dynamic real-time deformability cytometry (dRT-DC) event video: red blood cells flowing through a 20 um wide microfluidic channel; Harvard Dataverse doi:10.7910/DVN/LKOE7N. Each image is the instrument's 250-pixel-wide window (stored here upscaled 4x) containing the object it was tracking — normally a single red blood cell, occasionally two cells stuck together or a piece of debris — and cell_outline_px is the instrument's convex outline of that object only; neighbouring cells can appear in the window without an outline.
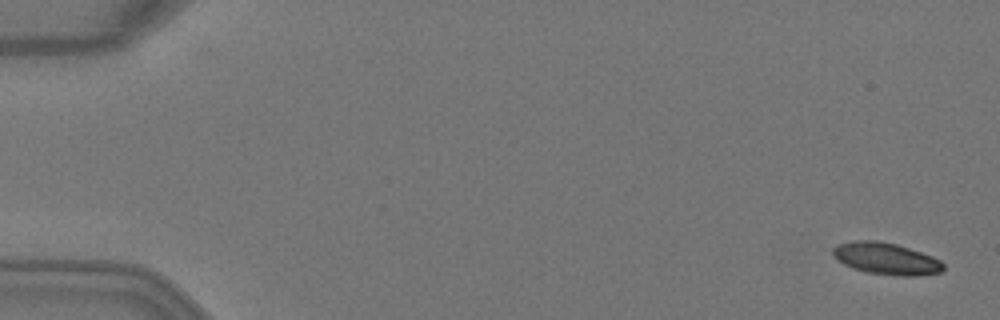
{"species": "Egyptian fruit bat (a non-hibernating species)", "species_latin": "Rousettus aegyptiacus", "temperature_condition": "warm", "stored_images_in_passage": 5, "camera_frame_rate_fps": 3000, "um_per_image_px": 0.085, "animal": {"sex": "female"}, "frame": {"image": 1, "passage_image": 1, "time_ms": 0.0, "image_size_px": [1000, 320], "cell_outline_px": [[944, 268], [940, 272], [916, 276], [896, 276], [868, 272], [852, 268], [844, 264], [832, 256], [832, 248], [840, 244], [852, 240], [876, 240], [896, 244], [932, 256], [940, 260], [944, 264]], "centroid_in_image_um": [75.3, 21.98], "position_along_channel_um": 9.7, "area_um2": 20.46}}
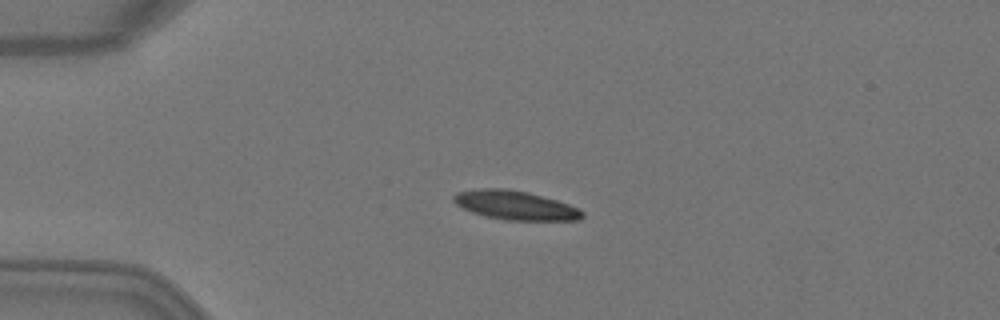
{"frame": {"image": 2, "passage_image": 4, "time_ms": 1.0, "image_size_px": [1000, 320], "cell_outline_px": [[584, 216], [580, 220], [504, 220], [484, 216], [472, 212], [456, 204], [452, 200], [452, 196], [456, 192], [476, 188], [508, 188], [528, 192], [556, 200], [580, 208], [584, 212]], "centroid_in_image_um": [43.78, 17.44], "position_along_channel_um": 41.2, "area_um2": 21.96}}